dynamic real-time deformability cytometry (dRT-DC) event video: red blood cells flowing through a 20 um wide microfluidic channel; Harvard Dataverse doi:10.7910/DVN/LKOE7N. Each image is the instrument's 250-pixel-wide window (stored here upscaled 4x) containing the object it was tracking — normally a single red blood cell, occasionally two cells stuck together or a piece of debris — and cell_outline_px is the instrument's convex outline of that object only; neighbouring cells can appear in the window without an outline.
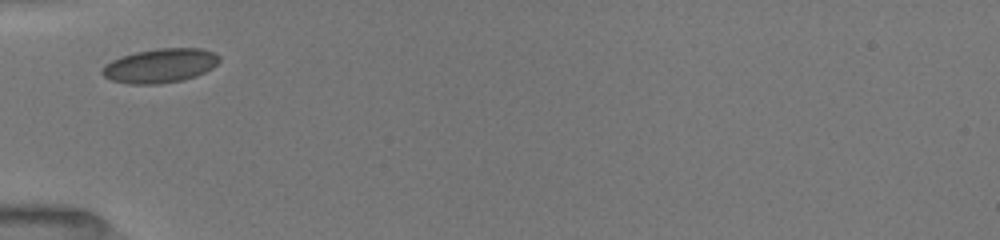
{"species": "common noctule bat (a hibernating species)", "species_latin": "Nyctalus noctula", "temperature_condition": "room temperature", "stored_images_in_passage": 1, "camera_frame_rate_fps": 3000, "um_per_image_px": 0.085, "animal": {"sex": "female", "body_mass_g": 19.5, "forearm_length_mm": 54.1}, "frame": {"image": 1, "passage_image": 1, "time_ms": 0.0, "image_size_px": [1000, 240], "cell_outline_px": [[220, 60], [212, 68], [196, 76], [184, 80], [160, 84], [128, 84], [112, 80], [104, 76], [100, 72], [100, 68], [104, 64], [120, 56], [136, 52], [156, 48], [200, 48], [216, 52], [220, 56]], "centroid_in_image_um": [13.6, 5.58], "position_along_channel_um": 71.4, "area_um2": 23.64}}